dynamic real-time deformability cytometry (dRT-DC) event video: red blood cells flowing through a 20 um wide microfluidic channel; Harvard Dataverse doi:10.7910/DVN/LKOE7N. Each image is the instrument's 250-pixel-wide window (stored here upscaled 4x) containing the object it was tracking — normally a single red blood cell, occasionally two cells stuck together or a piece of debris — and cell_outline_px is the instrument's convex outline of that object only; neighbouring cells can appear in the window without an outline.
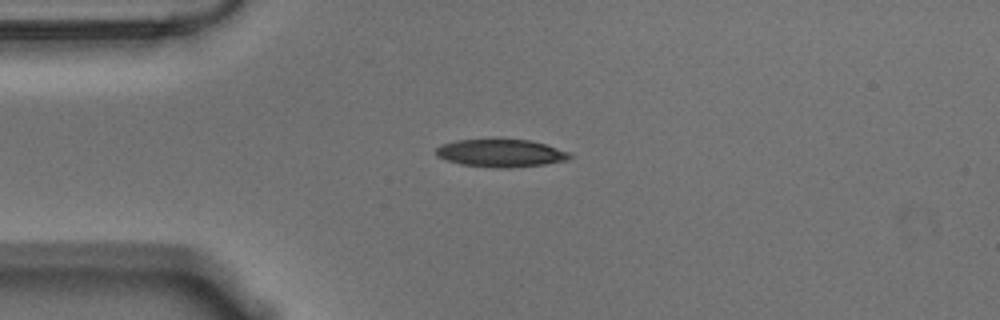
{"species": "Egyptian fruit bat (a non-hibernating species)", "species_latin": "Rousettus aegyptiacus", "temperature_condition": "warm", "stored_images_in_passage": 44, "camera_frame_rate_fps": 3000, "um_per_image_px": 0.085, "animal": {"sex": "male"}, "frame": {"image": 1, "passage_image": 1, "time_ms": 0.0, "image_size_px": [1000, 320], "cell_outline_px": [[572, 156], [568, 160], [544, 164], [508, 168], [496, 168], [460, 164], [436, 156], [436, 148], [440, 144], [456, 140], [492, 136], [496, 136], [532, 140], [568, 152]], "centroid_in_image_um": [42.51, 12.96], "position_along_channel_um": 42.5, "area_um2": 22.54}}
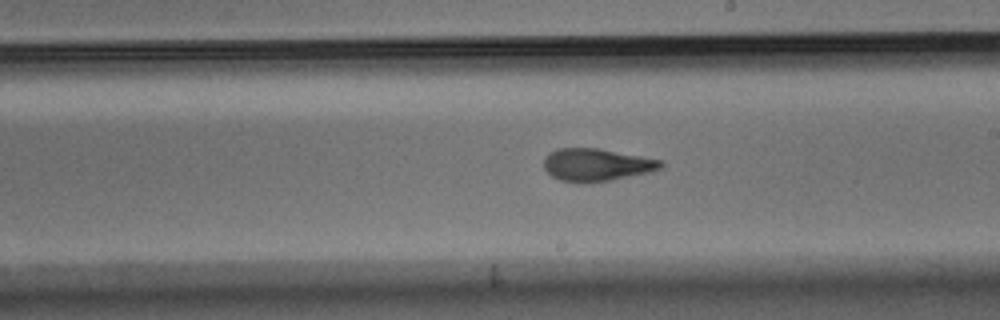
{"frame": {"image": 2, "passage_image": 19, "time_ms": 6.0, "image_size_px": [1000, 320], "cell_outline_px": [[664, 168], [652, 172], [588, 184], [580, 184], [560, 180], [552, 176], [544, 168], [544, 156], [548, 152], [556, 148], [600, 148], [664, 160]], "centroid_in_image_um": [50.73, 14.01], "position_along_channel_um": 238.3, "area_um2": 22.83}}
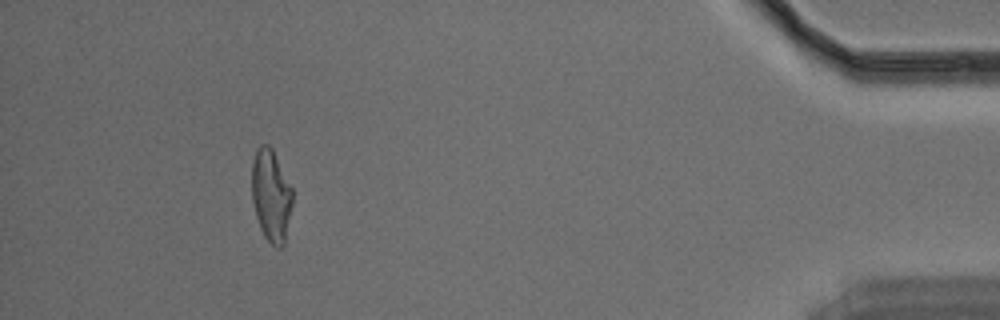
{"frame": {"image": 3, "passage_image": 39, "time_ms": 12.667, "image_size_px": [1000, 320], "cell_outline_px": [[292, 204], [284, 244], [280, 248], [276, 248], [264, 236], [260, 228], [256, 216], [252, 200], [252, 160], [256, 148], [260, 144], [268, 144], [272, 148], [292, 188]], "centroid_in_image_um": [23.03, 16.59], "position_along_channel_um": 412.2, "area_um2": 21.85}, "authors_computed_cell_mechanics": {"area_um2": 22.2819, "velocity_mm_per_s": 3.5639, "shape_relaxation_time_tau1_ms": 5.1195, "shape_relaxation_time_tau2_ms": 1.6326, "deformation_change_tau1": 0.206, "deformation_change_tau2": 0.099}}